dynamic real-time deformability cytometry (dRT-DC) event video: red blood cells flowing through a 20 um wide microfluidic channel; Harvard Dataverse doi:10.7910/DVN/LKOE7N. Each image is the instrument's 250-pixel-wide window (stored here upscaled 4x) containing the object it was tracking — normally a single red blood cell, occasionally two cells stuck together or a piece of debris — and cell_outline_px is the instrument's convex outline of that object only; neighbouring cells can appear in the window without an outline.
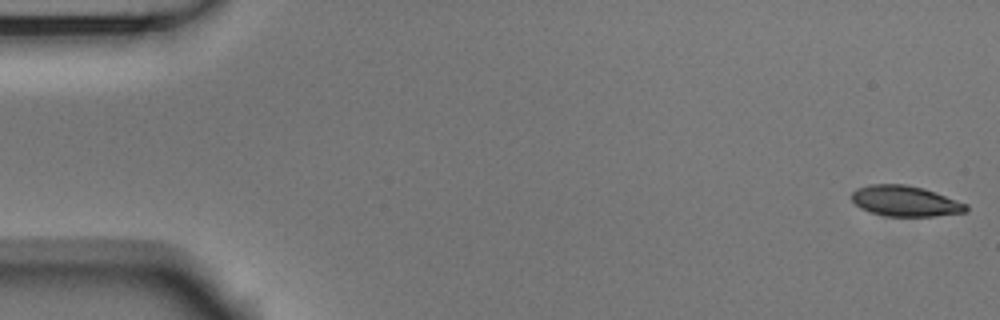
{"species": "Egyptian fruit bat (a non-hibernating species)", "species_latin": "Rousettus aegyptiacus", "temperature_condition": "room temperature", "stored_images_in_passage": 53, "camera_frame_rate_fps": 3000, "um_per_image_px": 0.085, "animal": {"sex": "male"}, "frame": {"image": 1, "passage_image": 1, "time_ms": 0.0, "image_size_px": [1000, 320], "cell_outline_px": [[968, 212], [936, 216], [884, 216], [860, 208], [852, 200], [852, 192], [856, 188], [868, 184], [904, 184], [924, 188], [968, 204]], "centroid_in_image_um": [76.96, 17.09], "position_along_channel_um": 8.0, "area_um2": 20.52}}
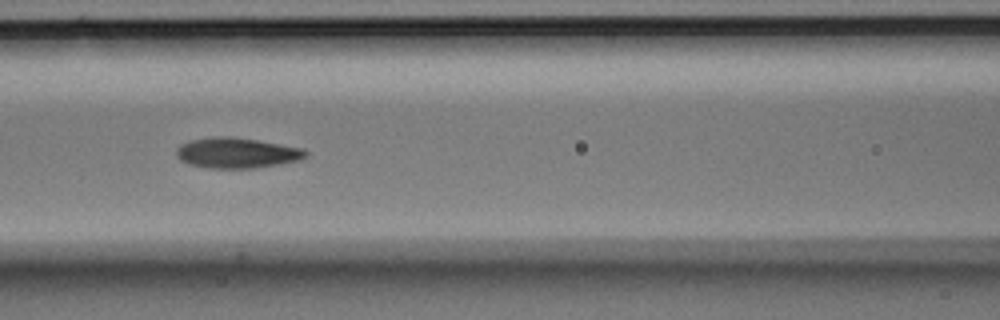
{"frame": {"image": 2, "passage_image": 23, "time_ms": 7.333, "image_size_px": [1000, 320], "cell_outline_px": [[308, 156], [300, 160], [280, 164], [256, 168], [204, 168], [188, 164], [180, 160], [176, 156], [176, 148], [180, 144], [192, 140], [212, 136], [232, 136], [304, 148], [308, 152]], "centroid_in_image_um": [20.12, 13.0], "position_along_channel_um": 146.5, "area_um2": 23.24}}
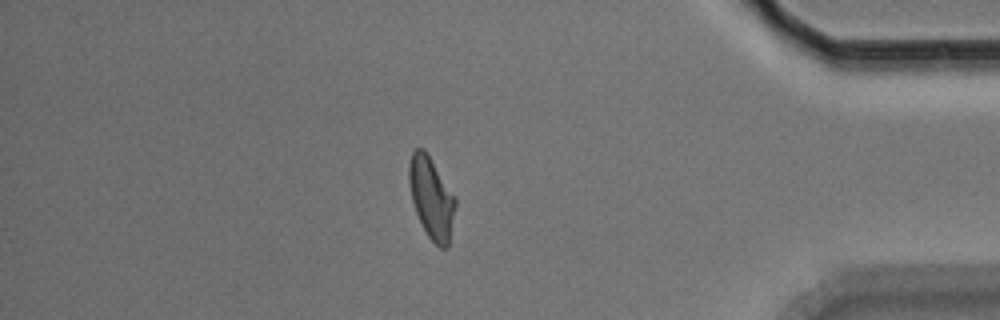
{"frame": {"image": 3, "passage_image": 46, "time_ms": 15.0, "image_size_px": [1000, 320], "cell_outline_px": [[456, 208], [448, 248], [440, 248], [428, 236], [416, 212], [412, 200], [408, 180], [408, 164], [412, 152], [416, 148], [424, 148], [456, 196]], "centroid_in_image_um": [36.68, 16.8], "position_along_channel_um": 398.5, "area_um2": 22.14}, "authors_computed_cell_mechanics": {"area_um2": 21.7328, "velocity_mm_per_s": 3.7456, "shape_relaxation_time_tau1_ms": 4.2442, "shape_relaxation_time_tau2_ms": 3.0913, "deformation_change_tau1": 0.1471, "deformation_change_tau2": 0.0896}}